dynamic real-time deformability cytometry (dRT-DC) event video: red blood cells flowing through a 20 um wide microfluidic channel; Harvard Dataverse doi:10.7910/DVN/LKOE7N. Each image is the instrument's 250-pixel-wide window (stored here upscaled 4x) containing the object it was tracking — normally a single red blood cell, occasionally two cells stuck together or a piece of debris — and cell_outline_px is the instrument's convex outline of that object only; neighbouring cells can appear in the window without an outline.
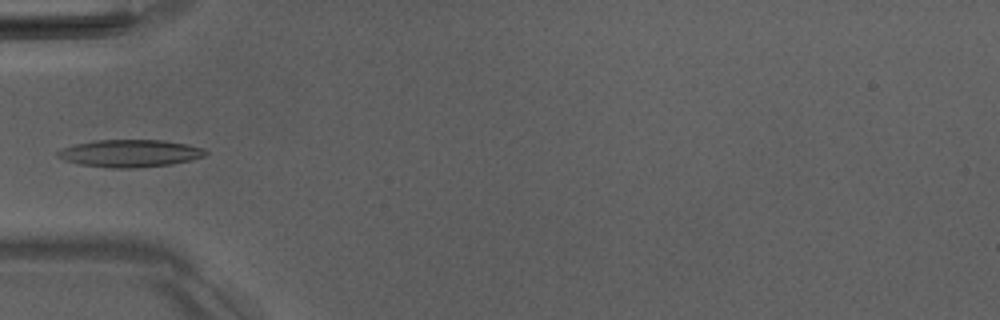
{"species": "Egyptian fruit bat (a non-hibernating species)", "species_latin": "Rousettus aegyptiacus", "temperature_condition": "room temperature", "stored_images_in_passage": 6, "camera_frame_rate_fps": 3000, "um_per_image_px": 0.085, "animal": {"sex": "male"}, "frame": {"image": 1, "passage_image": 1, "time_ms": 0.0, "image_size_px": [1000, 320], "cell_outline_px": [[208, 152], [204, 156], [192, 160], [172, 164], [136, 168], [112, 168], [80, 164], [64, 160], [56, 156], [56, 152], [60, 148], [92, 140], [164, 140], [188, 144], [204, 148]], "centroid_in_image_um": [11.05, 13.03], "position_along_channel_um": 74.0, "area_um2": 23.81}}